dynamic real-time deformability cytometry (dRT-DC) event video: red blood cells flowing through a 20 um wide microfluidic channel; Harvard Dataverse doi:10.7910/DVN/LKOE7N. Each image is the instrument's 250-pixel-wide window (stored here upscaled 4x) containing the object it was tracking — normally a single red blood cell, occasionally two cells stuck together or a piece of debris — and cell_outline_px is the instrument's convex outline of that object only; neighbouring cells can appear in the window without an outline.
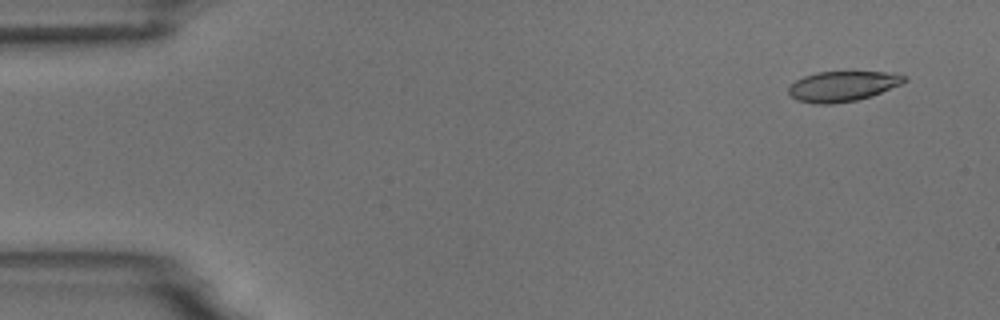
{"species": "common noctule bat (a hibernating species)", "species_latin": "Nyctalus noctula", "temperature_condition": "room temperature", "stored_images_in_passage": 6, "camera_frame_rate_fps": 3000, "um_per_image_px": 0.085, "animal": {"sex": "male", "body_mass_g": 18.8}, "frame": {"image": 1, "passage_image": 1, "time_ms": 0.0, "image_size_px": [1000, 320], "cell_outline_px": [[908, 80], [904, 84], [872, 96], [856, 100], [832, 104], [816, 104], [796, 100], [788, 92], [788, 88], [796, 80], [804, 76], [816, 72], [884, 72], [908, 76]], "centroid_in_image_um": [71.66, 7.33], "position_along_channel_um": 13.3, "area_um2": 20.52}}
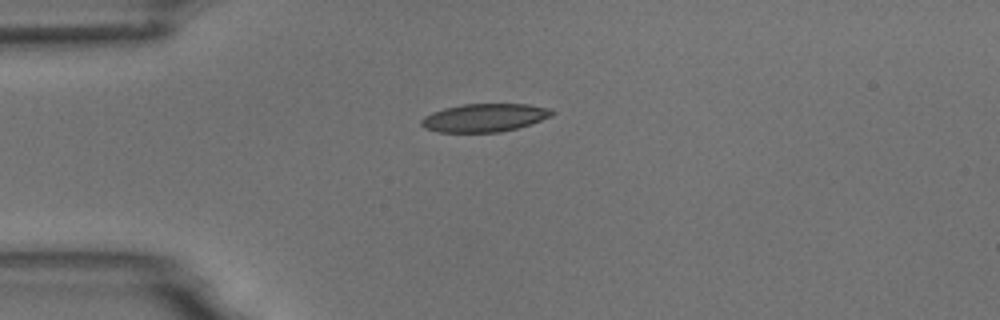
{"frame": {"image": 2, "passage_image": 4, "time_ms": 3.333, "image_size_px": [1000, 320], "cell_outline_px": [[556, 112], [552, 116], [532, 124], [500, 132], [436, 132], [424, 128], [420, 124], [420, 120], [424, 116], [432, 112], [444, 108], [464, 104], [528, 104], [552, 108]], "centroid_in_image_um": [41.2, 10.0], "position_along_channel_um": 43.8, "area_um2": 21.68}}